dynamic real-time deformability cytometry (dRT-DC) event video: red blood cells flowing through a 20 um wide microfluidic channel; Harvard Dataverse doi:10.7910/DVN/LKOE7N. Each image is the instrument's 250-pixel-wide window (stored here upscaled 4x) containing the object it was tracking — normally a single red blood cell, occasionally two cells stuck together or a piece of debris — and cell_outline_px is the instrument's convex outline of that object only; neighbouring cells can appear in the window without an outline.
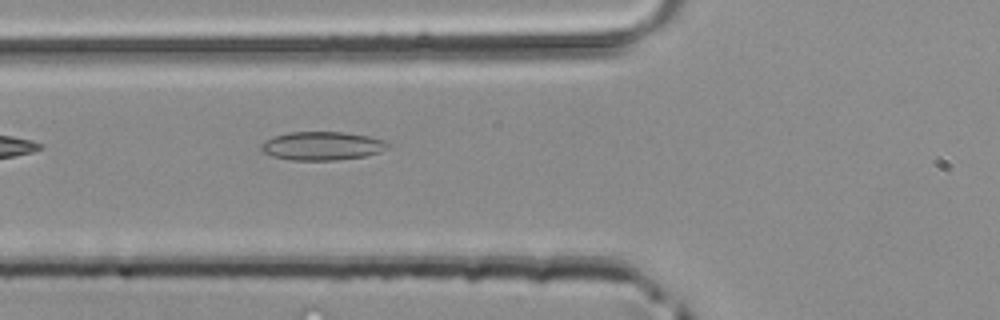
{"species": "common noctule bat (a hibernating species)", "species_latin": "Nyctalus noctula", "temperature_condition": "room temperature", "stored_images_in_passage": 5, "camera_frame_rate_fps": 3000, "um_per_image_px": 0.085, "animal": {"sex": "male", "body_mass_g": 20.4}, "frame": {"image": 1, "passage_image": 5, "time_ms": 1.333, "image_size_px": [1000, 320], "cell_outline_px": [[392, 144], [388, 148], [380, 152], [364, 156], [336, 160], [292, 160], [272, 156], [264, 152], [260, 148], [260, 144], [272, 136], [288, 132], [344, 132], [368, 136], [384, 140]], "centroid_in_image_um": [27.39, 12.39], "position_along_channel_um": 98.4, "area_um2": 21.15}}